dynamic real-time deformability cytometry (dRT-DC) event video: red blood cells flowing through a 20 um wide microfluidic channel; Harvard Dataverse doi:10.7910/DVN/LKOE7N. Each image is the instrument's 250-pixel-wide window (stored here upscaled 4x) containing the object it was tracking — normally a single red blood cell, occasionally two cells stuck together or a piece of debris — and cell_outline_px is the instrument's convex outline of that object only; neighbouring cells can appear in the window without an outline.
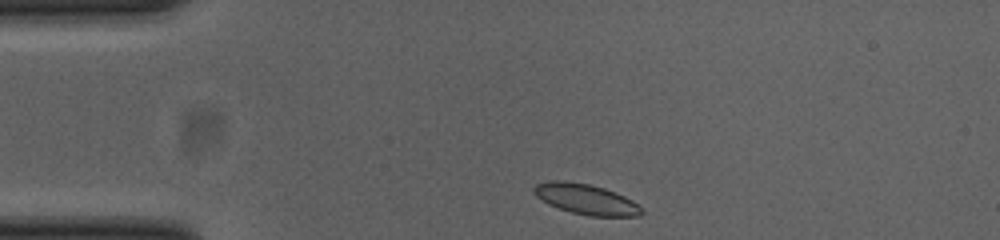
{"species": "common noctule bat (a hibernating species)", "species_latin": "Nyctalus noctula", "temperature_condition": "cold", "stored_images_in_passage": 35, "camera_frame_rate_fps": 3000, "um_per_image_px": 0.085, "animal": {"sex": "female", "body_mass_g": 23.0, "forearm_length_mm": 53.4}, "frame": {"image": 1, "passage_image": 1, "time_ms": 0.0, "image_size_px": [1000, 240], "cell_outline_px": [[644, 212], [640, 216], [588, 216], [572, 212], [548, 204], [536, 196], [532, 192], [532, 188], [536, 184], [548, 180], [564, 180], [588, 184], [604, 188], [624, 196], [632, 200]], "centroid_in_image_um": [49.76, 16.92], "position_along_channel_um": 35.2, "area_um2": 19.02}}
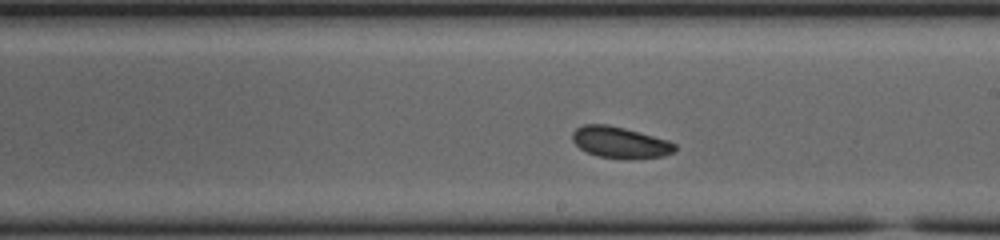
{"frame": {"image": 2, "passage_image": 20, "time_ms": 6.333, "image_size_px": [1000, 240], "cell_outline_px": [[676, 152], [664, 156], [596, 156], [580, 148], [572, 140], [572, 132], [576, 128], [584, 124], [608, 124], [624, 128], [668, 140], [676, 144]], "centroid_in_image_um": [52.68, 12.05], "position_along_channel_um": 236.3, "area_um2": 17.98}}
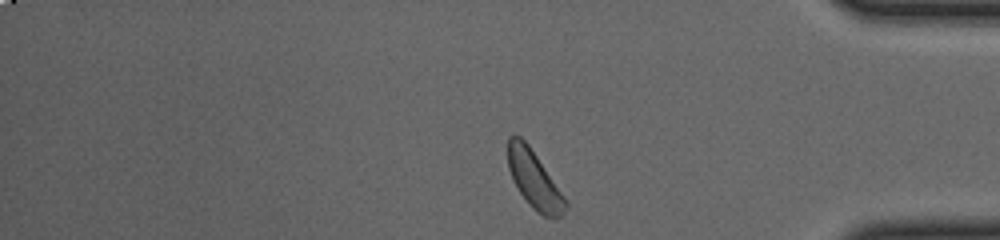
{"frame": {"image": 3, "passage_image": 34, "time_ms": 11.0, "image_size_px": [1000, 240], "cell_outline_px": [[568, 204], [564, 216], [556, 220], [552, 220], [536, 212], [528, 204], [512, 180], [508, 168], [508, 136], [512, 132], [520, 136], [528, 144], [564, 196]], "centroid_in_image_um": [45.41, 15.31], "position_along_channel_um": 389.8, "area_um2": 19.54}, "authors_computed_cell_mechanics": {"area_um2": 18.8428, "velocity_mm_per_s": 3.7905, "shape_relaxation_time_tau1_ms": 5.9252, "shape_relaxation_time_tau2_ms": 2.0738, "deformation_change_tau1": 0.085, "deformation_change_tau2": 0.0618}}